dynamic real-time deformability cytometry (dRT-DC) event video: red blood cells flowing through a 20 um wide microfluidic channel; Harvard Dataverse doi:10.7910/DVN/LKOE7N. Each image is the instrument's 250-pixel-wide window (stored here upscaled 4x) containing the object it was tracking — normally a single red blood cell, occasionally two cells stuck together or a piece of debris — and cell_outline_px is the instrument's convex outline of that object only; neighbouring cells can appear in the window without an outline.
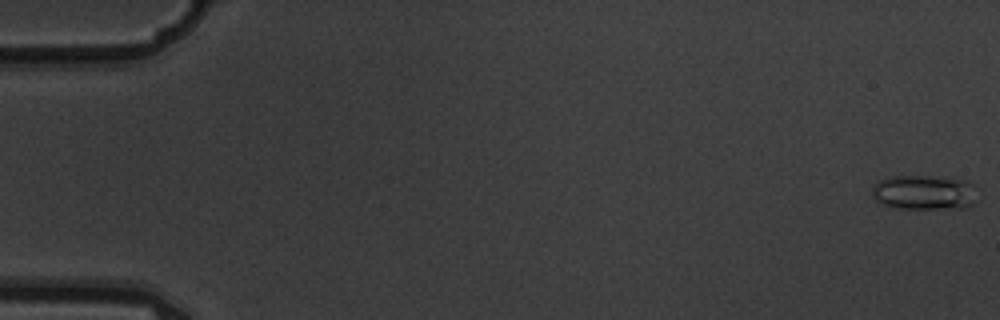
{"species": "common noctule bat (a hibernating species)", "species_latin": "Nyctalus noctula", "temperature_condition": "warm", "stored_images_in_passage": 10, "camera_frame_rate_fps": 3000, "um_per_image_px": 0.085, "animal": {"sex": "male", "body_mass_g": 19.5, "forearm_length_mm": 54.6}, "frame": {"image": 1, "passage_image": 1, "time_ms": 0.0, "image_size_px": [1000, 320], "cell_outline_px": [[972, 204], [968, 208], [896, 208], [884, 204], [876, 200], [872, 196], [872, 184], [888, 176], [932, 176], [968, 180], [972, 184]], "centroid_in_image_um": [78.48, 16.34], "position_along_channel_um": 6.5, "area_um2": 21.1}}
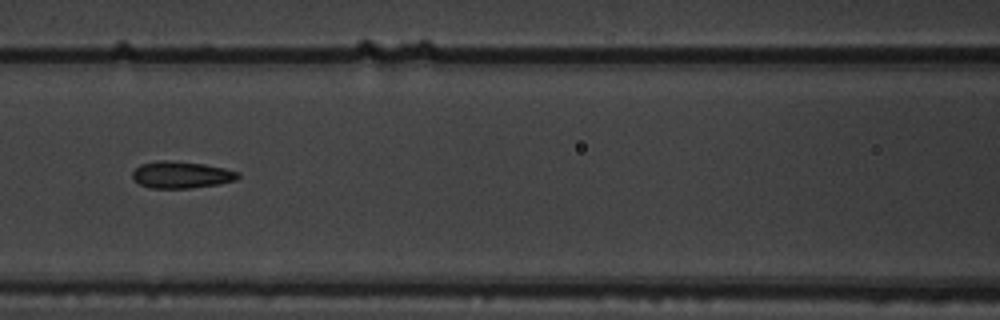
{"frame": {"image": 2, "passage_image": 7, "time_ms": 2.0, "image_size_px": [1000, 320], "cell_outline_px": [[240, 176], [236, 180], [220, 184], [192, 188], [152, 188], [140, 184], [132, 176], [132, 172], [140, 164], [160, 160], [168, 160], [204, 164], [224, 168], [240, 172]], "centroid_in_image_um": [15.44, 14.85], "position_along_channel_um": 151.2, "area_um2": 16.53}}
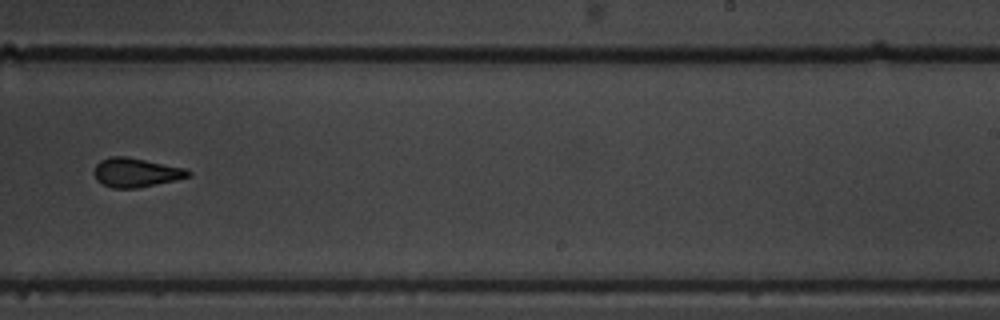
{"frame": {"image": 3, "passage_image": 10, "time_ms": 3.0, "image_size_px": [1000, 320], "cell_outline_px": [[192, 176], [176, 180], [136, 188], [112, 188], [96, 180], [92, 172], [96, 164], [100, 160], [112, 156], [124, 156], [184, 168], [192, 172]], "centroid_in_image_um": [11.53, 14.67], "position_along_channel_um": 277.5, "area_um2": 15.9}}